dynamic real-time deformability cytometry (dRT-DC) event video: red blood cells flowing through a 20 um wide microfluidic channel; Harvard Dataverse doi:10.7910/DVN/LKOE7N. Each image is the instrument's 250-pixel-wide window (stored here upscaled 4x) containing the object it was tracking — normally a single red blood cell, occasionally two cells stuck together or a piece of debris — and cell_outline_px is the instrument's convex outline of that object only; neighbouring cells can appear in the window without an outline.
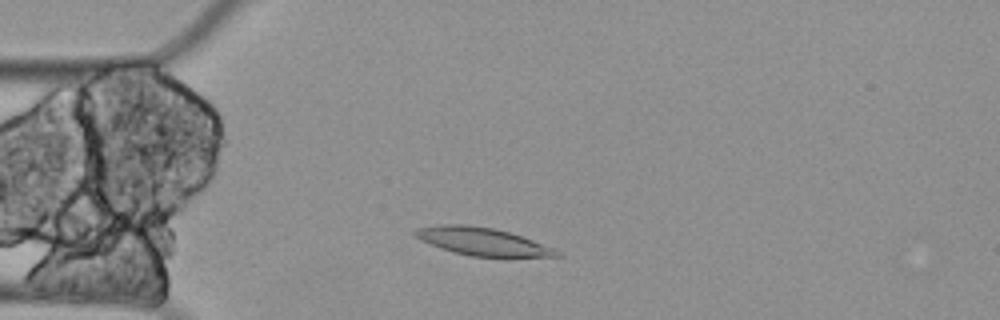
{"species": "Egyptian fruit bat (a non-hibernating species)", "species_latin": "Rousettus aegyptiacus", "temperature_condition": "cold", "stored_images_in_passage": 54, "camera_frame_rate_fps": 3000, "um_per_image_px": 0.085, "animal": {"sex": "female"}, "frame": {"image": 1, "passage_image": 9, "time_ms": 2.667, "image_size_px": [1000, 320], "cell_outline_px": [[560, 256], [504, 260], [472, 256], [452, 252], [440, 248], [420, 240], [412, 236], [412, 232], [416, 228], [440, 224], [468, 224], [496, 228], [556, 248], [560, 252]], "centroid_in_image_um": [41.06, 20.58], "position_along_channel_um": 43.9, "area_um2": 24.16}}
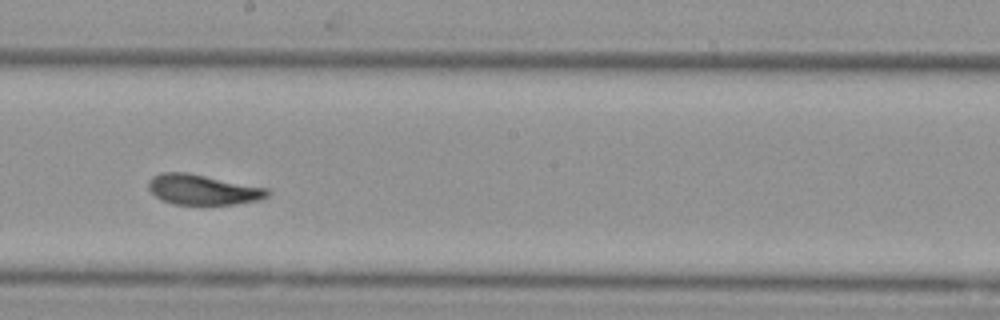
{"frame": {"image": 2, "passage_image": 27, "time_ms": 8.667, "image_size_px": [1000, 320], "cell_outline_px": [[272, 192], [268, 196], [260, 200], [232, 204], [172, 204], [156, 196], [148, 188], [148, 184], [152, 176], [164, 172], [184, 172], [268, 188]], "centroid_in_image_um": [17.26, 16.12], "position_along_channel_um": 230.9, "area_um2": 20.69}}
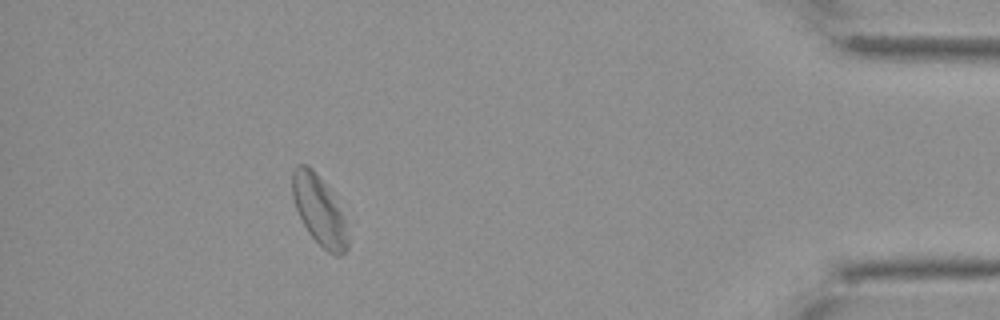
{"frame": {"image": 3, "passage_image": 48, "time_ms": 15.667, "image_size_px": [1000, 320], "cell_outline_px": [[348, 248], [340, 256], [336, 256], [328, 252], [308, 232], [296, 208], [292, 196], [292, 172], [296, 164], [308, 164], [312, 168], [324, 184], [344, 216], [348, 240]], "centroid_in_image_um": [27.11, 17.88], "position_along_channel_um": 408.1, "area_um2": 21.91}, "authors_computed_cell_mechanics": {"area_um2": 22.1085, "velocity_mm_per_s": 3.2791, "shape_relaxation_time_tau1_ms": null, "shape_relaxation_time_tau2_ms": 2.4987, "deformation_change_tau1": null, "deformation_change_tau2": 0.072}}